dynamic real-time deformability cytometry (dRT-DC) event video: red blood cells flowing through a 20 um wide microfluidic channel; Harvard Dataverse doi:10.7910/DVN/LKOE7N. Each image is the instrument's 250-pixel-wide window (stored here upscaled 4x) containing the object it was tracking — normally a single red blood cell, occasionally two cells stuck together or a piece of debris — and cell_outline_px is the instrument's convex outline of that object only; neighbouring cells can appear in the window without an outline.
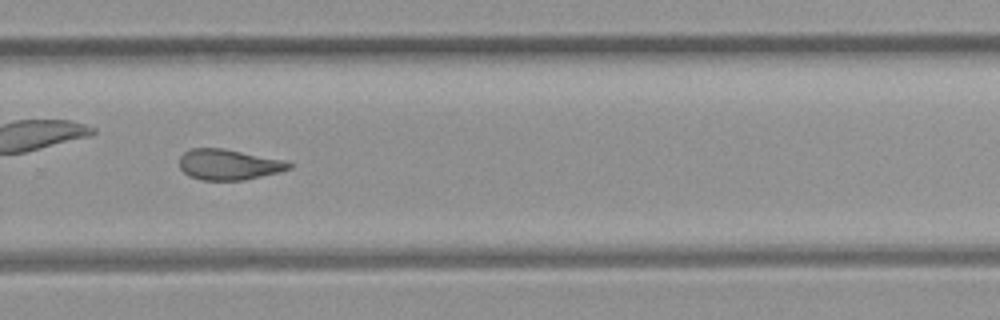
{"species": "common noctule bat (a hibernating species)", "species_latin": "Nyctalus noctula", "temperature_condition": "room temperature", "stored_images_in_passage": 34, "camera_frame_rate_fps": 3000, "um_per_image_px": 0.085, "animal": {"sex": "female", "body_mass_g": 21.9}, "frame": {"image": 1, "passage_image": 20, "time_ms": 6.333, "image_size_px": [1000, 320], "cell_outline_px": [[292, 168], [280, 172], [244, 180], [204, 180], [188, 176], [180, 168], [180, 156], [184, 152], [192, 148], [224, 148], [284, 160], [292, 164]], "centroid_in_image_um": [19.44, 13.98], "position_along_channel_um": 310.4, "area_um2": 19.59}}